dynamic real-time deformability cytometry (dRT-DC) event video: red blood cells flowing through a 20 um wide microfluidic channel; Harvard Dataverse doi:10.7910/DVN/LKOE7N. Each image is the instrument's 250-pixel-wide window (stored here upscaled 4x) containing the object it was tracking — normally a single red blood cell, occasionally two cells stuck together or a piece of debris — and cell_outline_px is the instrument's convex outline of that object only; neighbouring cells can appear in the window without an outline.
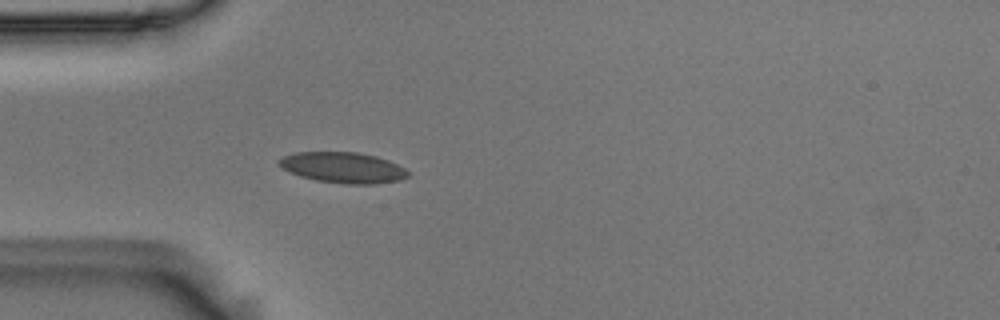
{"species": "Egyptian fruit bat (a non-hibernating species)", "species_latin": "Rousettus aegyptiacus", "temperature_condition": "room temperature", "stored_images_in_passage": 40, "camera_frame_rate_fps": 3000, "um_per_image_px": 0.085, "animal": {"sex": "male"}, "frame": {"image": 1, "passage_image": 1, "time_ms": 0.0, "image_size_px": [1000, 320], "cell_outline_px": [[408, 176], [396, 180], [376, 184], [344, 184], [316, 180], [300, 176], [284, 168], [280, 164], [280, 160], [284, 156], [296, 152], [356, 152], [376, 156], [388, 160], [404, 168], [408, 172]], "centroid_in_image_um": [29.17, 14.24], "position_along_channel_um": 55.8, "area_um2": 22.72}}
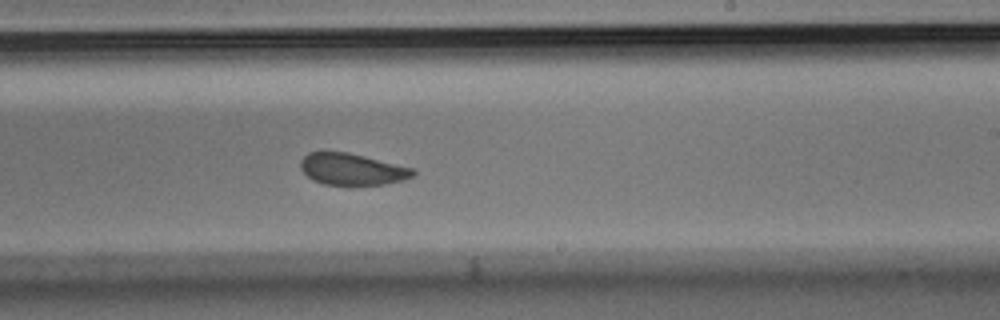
{"frame": {"image": 2, "passage_image": 18, "time_ms": 5.667, "image_size_px": [1000, 320], "cell_outline_px": [[416, 176], [404, 180], [384, 184], [352, 188], [348, 188], [324, 184], [312, 180], [300, 168], [300, 160], [308, 152], [348, 152], [416, 168]], "centroid_in_image_um": [29.97, 14.43], "position_along_channel_um": 259.0, "area_um2": 21.73}}
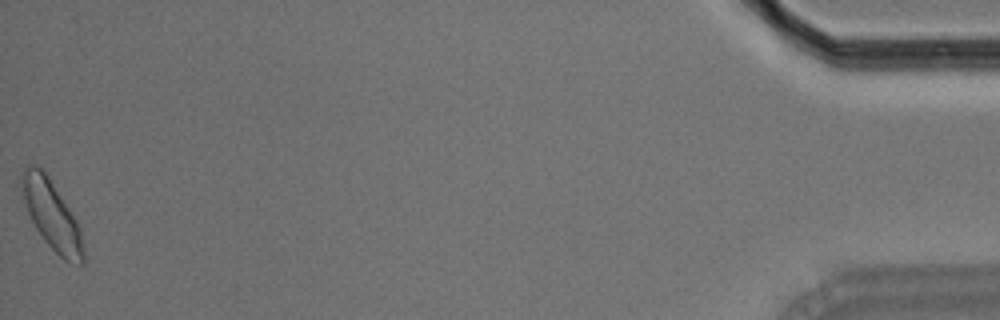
{"frame": {"image": 3, "passage_image": 40, "time_ms": 13.0, "image_size_px": [1000, 320], "cell_outline_px": [[84, 264], [80, 264], [64, 260], [44, 240], [36, 228], [28, 212], [24, 200], [20, 172], [28, 164], [36, 164], [44, 168], [76, 220], [80, 228], [84, 248]], "centroid_in_image_um": [4.39, 18.22], "position_along_channel_um": 430.8, "area_um2": 24.62}, "authors_computed_cell_mechanics": {"area_um2": 22.1952, "velocity_mm_per_s": 3.6699, "shape_relaxation_time_tau1_ms": 4.0617, "shape_relaxation_time_tau2_ms": 1.3923, "deformation_change_tau1": 0.0933, "deformation_change_tau2": 0.0558}}